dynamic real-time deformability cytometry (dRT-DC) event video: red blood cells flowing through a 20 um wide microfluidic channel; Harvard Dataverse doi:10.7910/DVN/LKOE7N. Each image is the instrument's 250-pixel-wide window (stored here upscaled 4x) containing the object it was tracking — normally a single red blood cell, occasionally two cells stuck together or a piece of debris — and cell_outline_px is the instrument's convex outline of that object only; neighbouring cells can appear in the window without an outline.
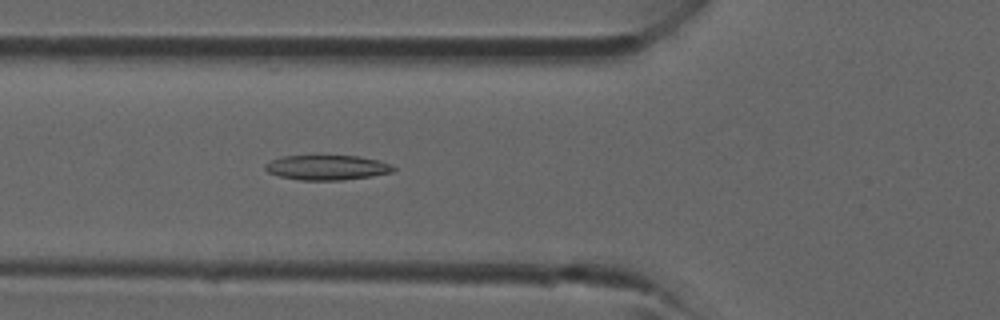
{"species": "common noctule bat (a hibernating species)", "species_latin": "Nyctalus noctula", "temperature_condition": "room temperature", "stored_images_in_passage": 37, "camera_frame_rate_fps": 3000, "um_per_image_px": 0.085, "animal": {"sex": "male", "forearm_length_mm": 52.5}, "frame": {"image": 1, "passage_image": 12, "time_ms": 3.667, "image_size_px": [1000, 320], "cell_outline_px": [[396, 168], [392, 172], [372, 176], [344, 180], [300, 180], [280, 176], [268, 172], [264, 168], [264, 164], [280, 156], [356, 156], [380, 160], [392, 164]], "centroid_in_image_um": [27.81, 14.24], "position_along_channel_um": 98.0, "area_um2": 18.61}}
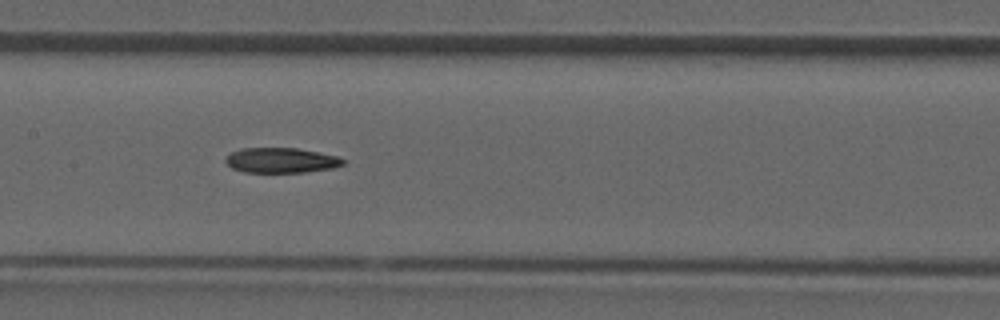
{"frame": {"image": 2, "passage_image": 17, "time_ms": 5.333, "image_size_px": [1000, 320], "cell_outline_px": [[348, 160], [344, 164], [332, 168], [304, 172], [244, 172], [232, 168], [224, 160], [232, 152], [240, 148], [296, 148], [340, 156]], "centroid_in_image_um": [23.94, 13.62], "position_along_channel_um": 183.5, "area_um2": 17.22}}
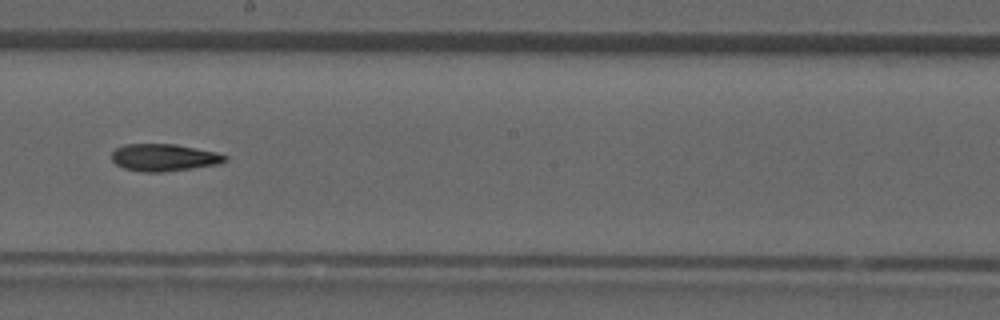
{"frame": {"image": 3, "passage_image": 20, "time_ms": 6.333, "image_size_px": [1000, 320], "cell_outline_px": [[228, 160], [220, 164], [192, 168], [160, 172], [144, 172], [124, 168], [116, 164], [112, 160], [112, 152], [116, 148], [124, 144], [176, 144], [216, 152], [228, 156]], "centroid_in_image_um": [13.96, 13.38], "position_along_channel_um": 234.2, "area_um2": 17.98}}